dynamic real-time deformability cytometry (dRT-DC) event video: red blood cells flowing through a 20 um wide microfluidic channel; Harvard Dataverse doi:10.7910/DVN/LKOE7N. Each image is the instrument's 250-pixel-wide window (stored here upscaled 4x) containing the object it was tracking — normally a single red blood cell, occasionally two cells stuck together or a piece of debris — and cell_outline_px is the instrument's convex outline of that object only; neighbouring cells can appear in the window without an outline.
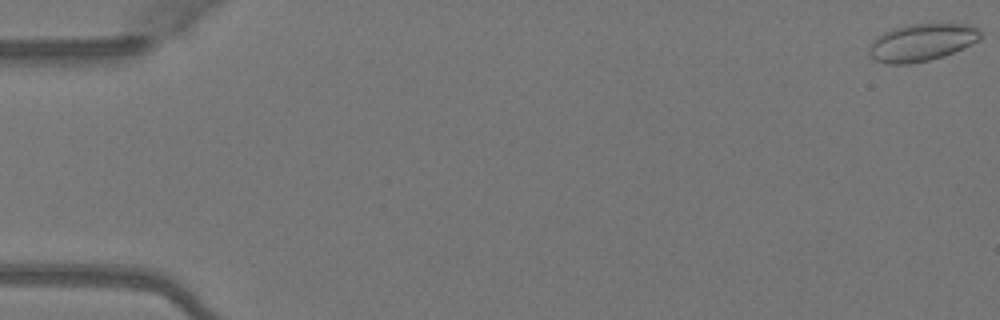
{"species": "Egyptian fruit bat (a non-hibernating species)", "species_latin": "Rousettus aegyptiacus", "temperature_condition": "warm", "stored_images_in_passage": 5, "camera_frame_rate_fps": 3000, "um_per_image_px": 0.085, "animal": {"sex": "female"}, "frame": {"image": 1, "passage_image": 1, "time_ms": 0.0, "image_size_px": [1000, 320], "cell_outline_px": [[980, 40], [944, 56], [928, 60], [908, 64], [888, 64], [876, 60], [868, 52], [868, 48], [876, 36], [892, 28], [908, 24], [972, 24], [980, 28]], "centroid_in_image_um": [78.35, 3.59], "position_along_channel_um": 6.6, "area_um2": 24.28}}